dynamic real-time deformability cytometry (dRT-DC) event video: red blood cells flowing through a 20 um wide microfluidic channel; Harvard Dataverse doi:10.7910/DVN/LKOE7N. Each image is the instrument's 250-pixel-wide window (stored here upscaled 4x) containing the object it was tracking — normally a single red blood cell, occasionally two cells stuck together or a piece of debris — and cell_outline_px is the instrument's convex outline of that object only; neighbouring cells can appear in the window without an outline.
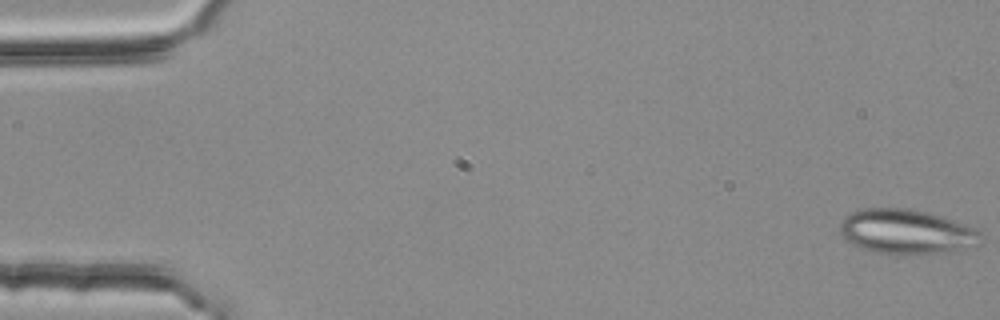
{"species": "common noctule bat (a hibernating species)", "species_latin": "Nyctalus noctula", "temperature_condition": "room temperature", "stored_images_in_passage": 17, "camera_frame_rate_fps": 3000, "um_per_image_px": 0.085, "animal": {"sex": "female", "body_mass_g": 25.1}, "frame": {"image": 1, "passage_image": 1, "time_ms": 0.0, "image_size_px": [1000, 320], "cell_outline_px": [[980, 244], [964, 248], [936, 252], [876, 252], [852, 244], [844, 240], [840, 232], [840, 220], [844, 216], [856, 208], [908, 208], [928, 212], [940, 216], [972, 228], [980, 232]], "centroid_in_image_um": [76.93, 19.64], "position_along_channel_um": 8.1, "area_um2": 35.72}}